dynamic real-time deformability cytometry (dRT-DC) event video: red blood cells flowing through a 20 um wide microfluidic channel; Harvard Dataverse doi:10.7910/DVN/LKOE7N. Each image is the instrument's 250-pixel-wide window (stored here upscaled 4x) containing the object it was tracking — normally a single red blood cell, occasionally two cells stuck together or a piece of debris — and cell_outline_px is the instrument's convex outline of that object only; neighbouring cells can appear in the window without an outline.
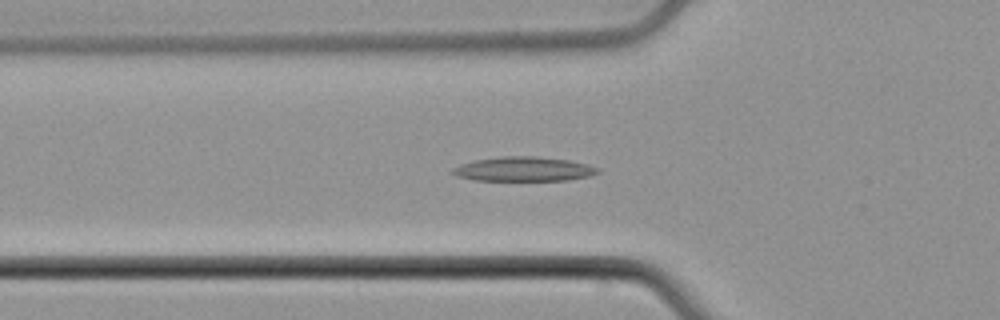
{"species": "common noctule bat (a hibernating species)", "species_latin": "Nyctalus noctula", "temperature_condition": "cold", "stored_images_in_passage": 35, "camera_frame_rate_fps": 3000, "um_per_image_px": 0.085, "animal": {"sex": "male", "body_mass_g": 21.5, "forearm_length_mm": 52.0}, "frame": {"image": 1, "passage_image": 6, "time_ms": 1.667, "image_size_px": [1000, 320], "cell_outline_px": [[600, 172], [592, 176], [568, 180], [472, 180], [456, 176], [448, 172], [452, 168], [460, 164], [472, 160], [504, 156], [536, 156], [568, 160], [588, 164], [600, 168]], "centroid_in_image_um": [44.49, 14.37], "position_along_channel_um": 81.3, "area_um2": 20.92}}
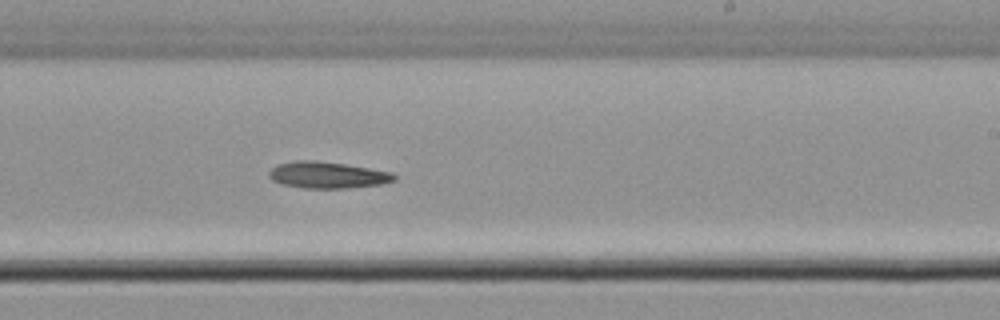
{"frame": {"image": 2, "passage_image": 19, "time_ms": 6.0, "image_size_px": [1000, 320], "cell_outline_px": [[396, 180], [380, 184], [344, 188], [304, 188], [280, 184], [272, 180], [268, 176], [268, 172], [276, 164], [296, 160], [312, 160], [344, 164], [392, 172], [396, 176]], "centroid_in_image_um": [27.78, 14.87], "position_along_channel_um": 261.2, "area_um2": 19.31}}
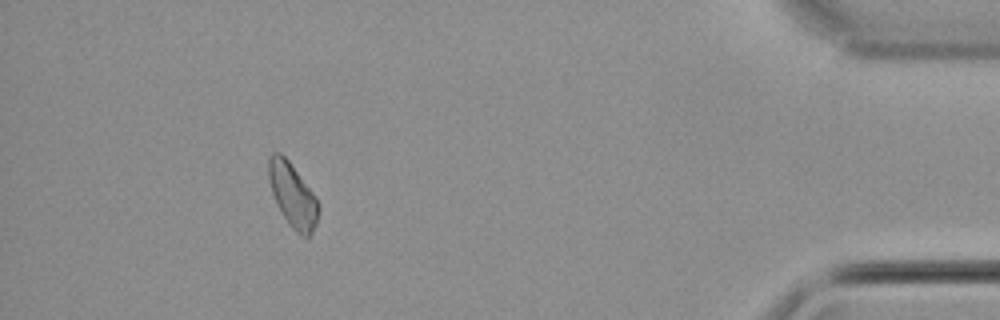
{"frame": {"image": 3, "passage_image": 34, "time_ms": 11.0, "image_size_px": [1000, 320], "cell_outline_px": [[320, 208], [316, 224], [312, 232], [308, 236], [300, 236], [288, 224], [276, 204], [272, 192], [268, 176], [268, 160], [272, 152], [280, 152], [288, 160], [316, 196], [320, 204]], "centroid_in_image_um": [24.88, 16.6], "position_along_channel_um": 410.3, "area_um2": 18.67}}